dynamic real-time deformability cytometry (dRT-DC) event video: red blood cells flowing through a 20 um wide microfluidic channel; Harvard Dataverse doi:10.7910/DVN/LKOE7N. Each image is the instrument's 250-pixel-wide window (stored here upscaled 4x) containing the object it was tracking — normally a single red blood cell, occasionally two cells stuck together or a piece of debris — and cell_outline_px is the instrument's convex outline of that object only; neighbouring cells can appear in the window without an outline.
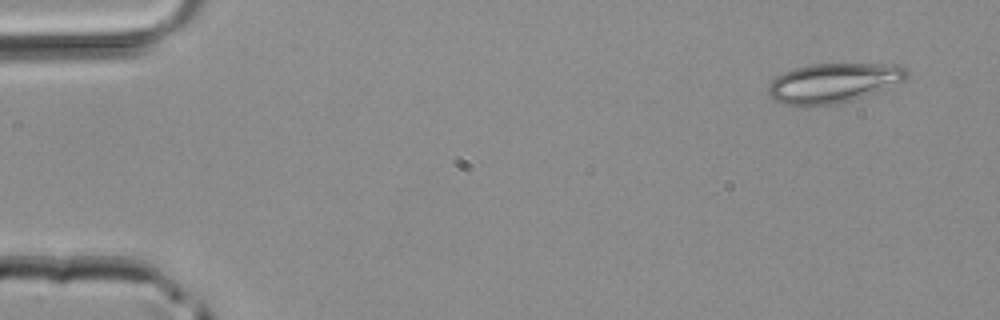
{"species": "common noctule bat (a hibernating species)", "species_latin": "Nyctalus noctula", "temperature_condition": "room temperature", "stored_images_in_passage": 4, "camera_frame_rate_fps": 3000, "um_per_image_px": 0.085, "animal": {"sex": "male", "body_mass_g": 20.4}, "frame": {"image": 1, "passage_image": 1, "time_ms": 0.0, "image_size_px": [1000, 320], "cell_outline_px": [[908, 76], [904, 80], [860, 96], [836, 104], [804, 108], [800, 108], [784, 104], [772, 100], [768, 96], [768, 84], [776, 76], [784, 72], [796, 68], [812, 64], [896, 64], [904, 68], [908, 72]], "centroid_in_image_um": [70.71, 7.07], "position_along_channel_um": 14.3, "area_um2": 31.85}}